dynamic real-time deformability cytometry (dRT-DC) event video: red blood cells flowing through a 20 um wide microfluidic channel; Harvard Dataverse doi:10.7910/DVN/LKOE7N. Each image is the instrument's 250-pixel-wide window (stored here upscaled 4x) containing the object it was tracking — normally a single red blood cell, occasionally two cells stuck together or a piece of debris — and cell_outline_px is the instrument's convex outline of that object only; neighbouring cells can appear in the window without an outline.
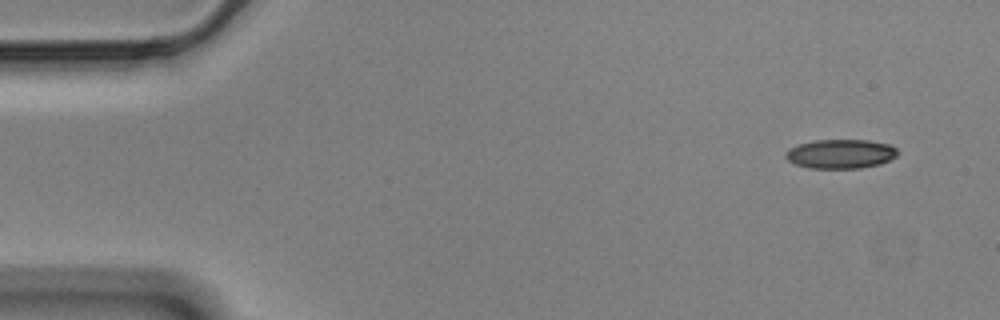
{"species": "Egyptian fruit bat (a non-hibernating species)", "species_latin": "Rousettus aegyptiacus", "temperature_condition": "cold", "stored_images_in_passage": 54, "camera_frame_rate_fps": 3000, "um_per_image_px": 0.085, "animal": {"sex": "male"}, "frame": {"image": 1, "passage_image": 1, "time_ms": 0.0, "image_size_px": [1000, 320], "cell_outline_px": [[896, 156], [880, 164], [860, 168], [808, 168], [796, 164], [788, 160], [784, 156], [792, 148], [800, 144], [816, 140], [868, 140], [888, 144], [896, 148]], "centroid_in_image_um": [71.46, 13.08], "position_along_channel_um": 13.5, "area_um2": 18.73}}
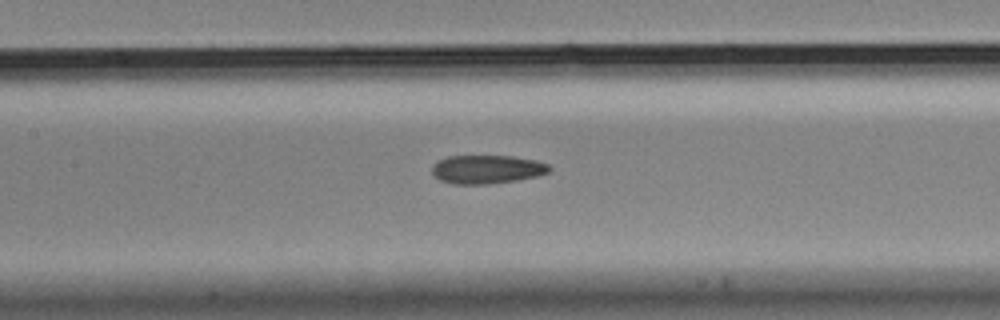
{"frame": {"image": 2, "passage_image": 23, "time_ms": 7.333, "image_size_px": [1000, 320], "cell_outline_px": [[552, 168], [548, 172], [536, 176], [516, 180], [488, 184], [452, 184], [440, 180], [432, 172], [432, 164], [436, 160], [448, 156], [512, 156], [536, 160], [548, 164]], "centroid_in_image_um": [41.36, 14.38], "position_along_channel_um": 166.0, "area_um2": 19.59}}
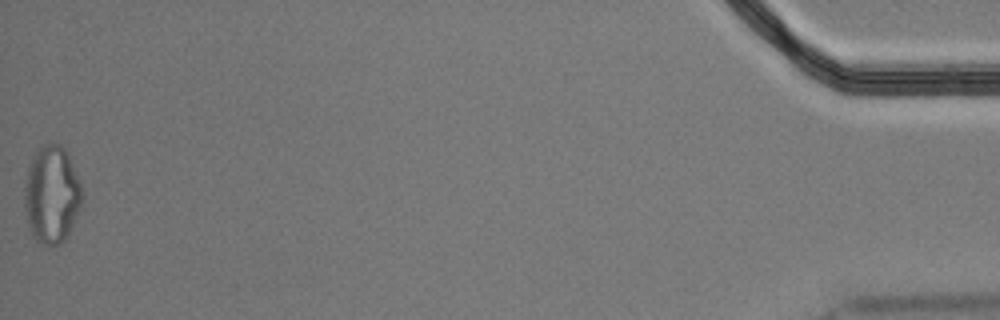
{"frame": {"image": 3, "passage_image": 54, "time_ms": 17.667, "image_size_px": [1000, 320], "cell_outline_px": [[84, 200], [64, 240], [60, 244], [44, 244], [36, 240], [28, 224], [24, 204], [24, 188], [28, 168], [36, 152], [44, 144], [52, 140], [60, 144], [68, 152], [84, 192]], "centroid_in_image_um": [4.42, 16.49], "position_along_channel_um": 430.8, "area_um2": 32.77}, "authors_computed_cell_mechanics": {"area_um2": 20.3167, "velocity_mm_per_s": 3.511, "shape_relaxation_time_tau1_ms": null, "shape_relaxation_time_tau2_ms": 6.0696, "deformation_change_tau1": null, "deformation_change_tau2": 0.1615}}